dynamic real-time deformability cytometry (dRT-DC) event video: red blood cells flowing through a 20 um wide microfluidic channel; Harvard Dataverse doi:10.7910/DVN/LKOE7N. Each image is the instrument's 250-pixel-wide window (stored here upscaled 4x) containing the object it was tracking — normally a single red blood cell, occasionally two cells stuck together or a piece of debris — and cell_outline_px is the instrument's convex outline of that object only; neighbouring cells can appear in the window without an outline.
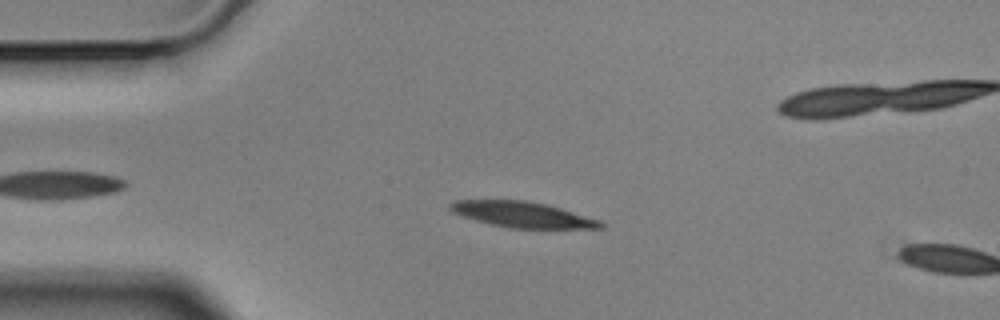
{"species": "Egyptian fruit bat (a non-hibernating species)", "species_latin": "Rousettus aegyptiacus", "temperature_condition": "cold", "stored_images_in_passage": 5, "camera_frame_rate_fps": 3000, "um_per_image_px": 0.085, "animal": {"sex": "male"}, "frame": {"image": 1, "passage_image": 4, "time_ms": 1.0, "image_size_px": [1000, 320], "cell_outline_px": [[604, 228], [508, 228], [488, 224], [460, 216], [452, 212], [448, 208], [448, 204], [456, 200], [524, 200], [544, 204], [560, 208], [600, 220], [604, 224]], "centroid_in_image_um": [44.34, 18.24], "position_along_channel_um": 40.7, "area_um2": 22.54}}